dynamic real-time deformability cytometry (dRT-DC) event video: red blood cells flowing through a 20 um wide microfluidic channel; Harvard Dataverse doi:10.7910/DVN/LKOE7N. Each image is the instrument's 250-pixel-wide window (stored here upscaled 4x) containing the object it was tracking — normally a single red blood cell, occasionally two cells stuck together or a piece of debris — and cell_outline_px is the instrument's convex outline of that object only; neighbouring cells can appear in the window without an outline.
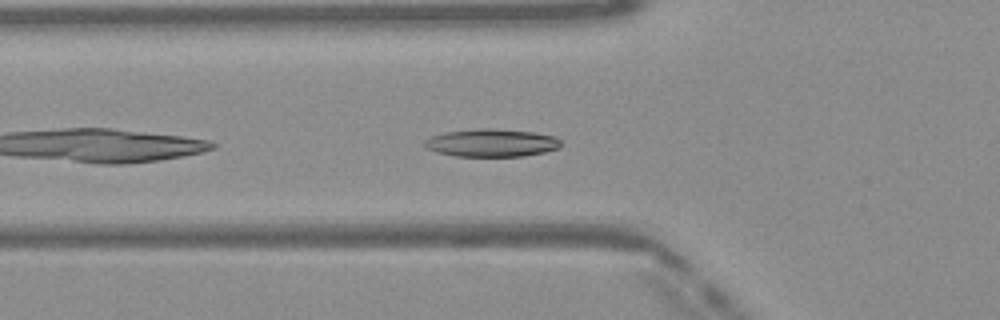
{"species": "Egyptian fruit bat (a non-hibernating species)", "species_latin": "Rousettus aegyptiacus", "temperature_condition": "warm", "stored_images_in_passage": 37, "camera_frame_rate_fps": 3000, "um_per_image_px": 0.085, "frame": {"image": 1, "passage_image": 5, "time_ms": 1.333, "image_size_px": [1000, 320], "cell_outline_px": [[560, 148], [544, 152], [524, 156], [456, 156], [436, 152], [428, 148], [424, 144], [424, 140], [432, 136], [444, 132], [480, 128], [488, 128], [532, 132], [556, 136], [560, 140]], "centroid_in_image_um": [41.79, 12.14], "position_along_channel_um": 84.0, "area_um2": 22.02}}
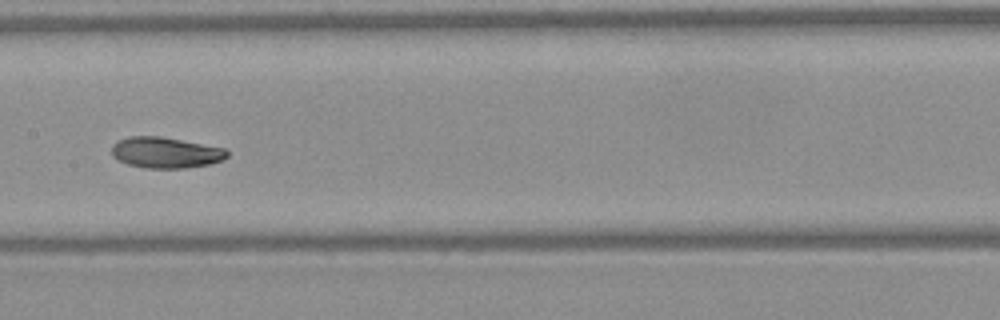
{"frame": {"image": 2, "passage_image": 13, "time_ms": 4.0, "image_size_px": [1000, 320], "cell_outline_px": [[228, 156], [224, 160], [208, 164], [184, 168], [148, 168], [128, 164], [112, 156], [112, 144], [128, 136], [160, 136], [224, 148], [228, 152]], "centroid_in_image_um": [14.08, 12.96], "position_along_channel_um": 193.3, "area_um2": 20.63}}
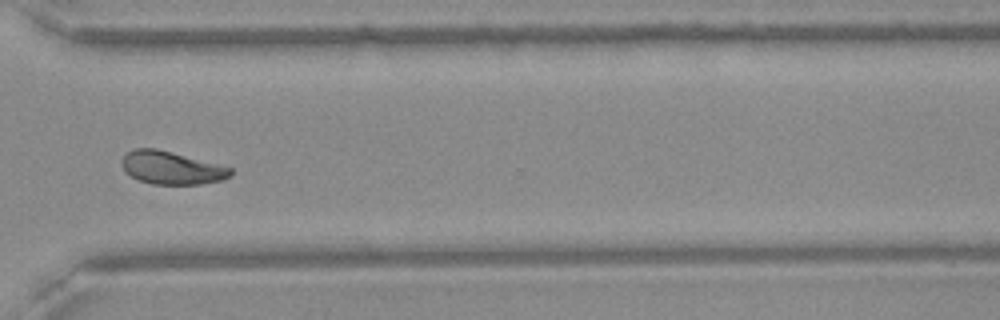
{"frame": {"image": 3, "passage_image": 25, "time_ms": 8.0, "image_size_px": [1000, 320], "cell_outline_px": [[232, 176], [224, 180], [200, 184], [152, 184], [140, 180], [124, 172], [120, 164], [120, 160], [132, 148], [156, 148], [172, 152], [232, 168]], "centroid_in_image_um": [14.55, 14.26], "position_along_channel_um": 356.0, "area_um2": 20.92}, "authors_computed_cell_mechanics": {"area_um2": 20.9814, "velocity_mm_per_s": 4.0646, "shape_relaxation_time_tau1_ms": 3.5959, "shape_relaxation_time_tau2_ms": 2.9667, "deformation_change_tau1": 0.125, "deformation_change_tau2": 0.077}}